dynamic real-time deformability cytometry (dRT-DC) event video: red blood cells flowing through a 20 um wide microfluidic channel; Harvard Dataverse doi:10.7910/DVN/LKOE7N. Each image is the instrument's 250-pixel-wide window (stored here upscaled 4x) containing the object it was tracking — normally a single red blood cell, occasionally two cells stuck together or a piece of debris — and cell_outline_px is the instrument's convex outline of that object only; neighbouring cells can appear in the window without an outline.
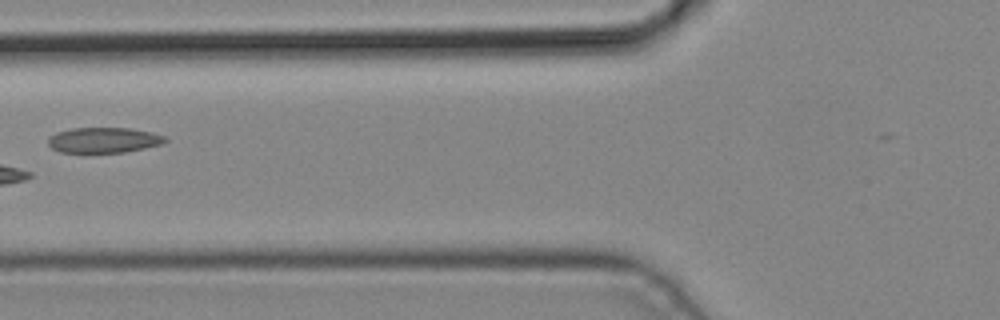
{"species": "common noctule bat (a hibernating species)", "species_latin": "Nyctalus noctula", "temperature_condition": "cold", "stored_images_in_passage": 4, "camera_frame_rate_fps": 3000, "um_per_image_px": 0.085, "animal": {"sex": "male", "body_mass_g": 19.2, "forearm_length_mm": 51.8}, "frame": {"image": 1, "passage_image": 4, "time_ms": 1.0, "image_size_px": [1000, 320], "cell_outline_px": [[168, 140], [164, 144], [124, 152], [60, 152], [52, 148], [48, 144], [48, 140], [56, 132], [72, 128], [132, 128], [152, 132], [164, 136]], "centroid_in_image_um": [8.85, 11.9], "position_along_channel_um": 116.9, "area_um2": 17.28}}